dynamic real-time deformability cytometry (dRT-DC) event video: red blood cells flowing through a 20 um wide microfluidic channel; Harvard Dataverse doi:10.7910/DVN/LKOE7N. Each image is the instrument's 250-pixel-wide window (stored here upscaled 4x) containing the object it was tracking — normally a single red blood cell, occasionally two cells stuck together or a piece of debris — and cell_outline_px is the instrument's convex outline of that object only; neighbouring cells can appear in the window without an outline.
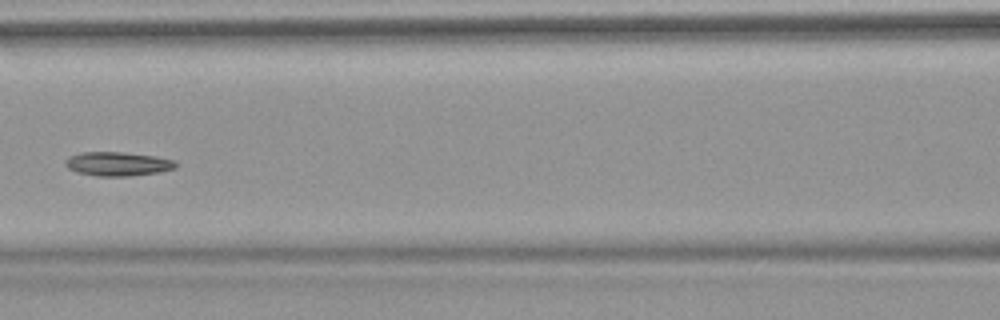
{"species": "common noctule bat (a hibernating species)", "species_latin": "Nyctalus noctula", "temperature_condition": "warm", "stored_images_in_passage": 6, "camera_frame_rate_fps": 3000, "um_per_image_px": 0.085, "animal": {"sex": "female", "body_mass_g": 18.4}, "frame": {"image": 1, "passage_image": 6, "time_ms": 6.0, "image_size_px": [1000, 320], "cell_outline_px": [[176, 168], [160, 172], [128, 176], [96, 176], [76, 172], [68, 168], [64, 164], [64, 160], [68, 156], [80, 152], [120, 152], [156, 156], [176, 160]], "centroid_in_image_um": [9.98, 13.93], "position_along_channel_um": 156.6, "area_um2": 15.61}}